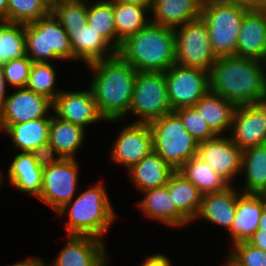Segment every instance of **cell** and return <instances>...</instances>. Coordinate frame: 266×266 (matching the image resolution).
<instances>
[{"label": "cell", "instance_id": "obj_1", "mask_svg": "<svg viewBox=\"0 0 266 266\" xmlns=\"http://www.w3.org/2000/svg\"><path fill=\"white\" fill-rule=\"evenodd\" d=\"M208 73L210 91L235 106L266 101V68L261 60L218 57Z\"/></svg>", "mask_w": 266, "mask_h": 266}, {"label": "cell", "instance_id": "obj_2", "mask_svg": "<svg viewBox=\"0 0 266 266\" xmlns=\"http://www.w3.org/2000/svg\"><path fill=\"white\" fill-rule=\"evenodd\" d=\"M89 82L100 115L106 122L119 123L128 118L137 71L118 54L87 65Z\"/></svg>", "mask_w": 266, "mask_h": 266}, {"label": "cell", "instance_id": "obj_3", "mask_svg": "<svg viewBox=\"0 0 266 266\" xmlns=\"http://www.w3.org/2000/svg\"><path fill=\"white\" fill-rule=\"evenodd\" d=\"M103 180L78 193L56 214L64 216L67 235H90L102 239L116 222L117 214Z\"/></svg>", "mask_w": 266, "mask_h": 266}, {"label": "cell", "instance_id": "obj_4", "mask_svg": "<svg viewBox=\"0 0 266 266\" xmlns=\"http://www.w3.org/2000/svg\"><path fill=\"white\" fill-rule=\"evenodd\" d=\"M117 54L137 72H165L176 63L174 29L150 21L127 37Z\"/></svg>", "mask_w": 266, "mask_h": 266}, {"label": "cell", "instance_id": "obj_5", "mask_svg": "<svg viewBox=\"0 0 266 266\" xmlns=\"http://www.w3.org/2000/svg\"><path fill=\"white\" fill-rule=\"evenodd\" d=\"M248 10L228 0H205L201 18L209 31L211 47L218 57L236 55L241 24Z\"/></svg>", "mask_w": 266, "mask_h": 266}, {"label": "cell", "instance_id": "obj_6", "mask_svg": "<svg viewBox=\"0 0 266 266\" xmlns=\"http://www.w3.org/2000/svg\"><path fill=\"white\" fill-rule=\"evenodd\" d=\"M148 124L153 136V151L175 171L197 156L199 143L186 131L181 119L174 112Z\"/></svg>", "mask_w": 266, "mask_h": 266}, {"label": "cell", "instance_id": "obj_7", "mask_svg": "<svg viewBox=\"0 0 266 266\" xmlns=\"http://www.w3.org/2000/svg\"><path fill=\"white\" fill-rule=\"evenodd\" d=\"M24 28L26 55L33 62L74 61L69 36L51 12Z\"/></svg>", "mask_w": 266, "mask_h": 266}, {"label": "cell", "instance_id": "obj_8", "mask_svg": "<svg viewBox=\"0 0 266 266\" xmlns=\"http://www.w3.org/2000/svg\"><path fill=\"white\" fill-rule=\"evenodd\" d=\"M172 112L164 72H137L128 112L133 122L149 123Z\"/></svg>", "mask_w": 266, "mask_h": 266}, {"label": "cell", "instance_id": "obj_9", "mask_svg": "<svg viewBox=\"0 0 266 266\" xmlns=\"http://www.w3.org/2000/svg\"><path fill=\"white\" fill-rule=\"evenodd\" d=\"M176 64L209 71L216 62L205 21L199 17L174 29Z\"/></svg>", "mask_w": 266, "mask_h": 266}, {"label": "cell", "instance_id": "obj_10", "mask_svg": "<svg viewBox=\"0 0 266 266\" xmlns=\"http://www.w3.org/2000/svg\"><path fill=\"white\" fill-rule=\"evenodd\" d=\"M80 166L77 159L63 158L43 169V184L38 200L57 212L78 191Z\"/></svg>", "mask_w": 266, "mask_h": 266}, {"label": "cell", "instance_id": "obj_11", "mask_svg": "<svg viewBox=\"0 0 266 266\" xmlns=\"http://www.w3.org/2000/svg\"><path fill=\"white\" fill-rule=\"evenodd\" d=\"M172 110L194 106L209 91V73L204 69L173 64L164 72Z\"/></svg>", "mask_w": 266, "mask_h": 266}, {"label": "cell", "instance_id": "obj_12", "mask_svg": "<svg viewBox=\"0 0 266 266\" xmlns=\"http://www.w3.org/2000/svg\"><path fill=\"white\" fill-rule=\"evenodd\" d=\"M121 129L109 150V158L128 171L153 151V136L148 123L131 122Z\"/></svg>", "mask_w": 266, "mask_h": 266}, {"label": "cell", "instance_id": "obj_13", "mask_svg": "<svg viewBox=\"0 0 266 266\" xmlns=\"http://www.w3.org/2000/svg\"><path fill=\"white\" fill-rule=\"evenodd\" d=\"M53 101L25 88H14L0 110V125H13L38 118H51Z\"/></svg>", "mask_w": 266, "mask_h": 266}, {"label": "cell", "instance_id": "obj_14", "mask_svg": "<svg viewBox=\"0 0 266 266\" xmlns=\"http://www.w3.org/2000/svg\"><path fill=\"white\" fill-rule=\"evenodd\" d=\"M242 154L229 135L216 137L199 143L197 156L225 178L231 185L242 171Z\"/></svg>", "mask_w": 266, "mask_h": 266}, {"label": "cell", "instance_id": "obj_15", "mask_svg": "<svg viewBox=\"0 0 266 266\" xmlns=\"http://www.w3.org/2000/svg\"><path fill=\"white\" fill-rule=\"evenodd\" d=\"M67 240L50 266H108L107 246L90 235H66ZM109 261V262H108Z\"/></svg>", "mask_w": 266, "mask_h": 266}, {"label": "cell", "instance_id": "obj_16", "mask_svg": "<svg viewBox=\"0 0 266 266\" xmlns=\"http://www.w3.org/2000/svg\"><path fill=\"white\" fill-rule=\"evenodd\" d=\"M232 141L242 150L266 144V101L236 106L230 133Z\"/></svg>", "mask_w": 266, "mask_h": 266}, {"label": "cell", "instance_id": "obj_17", "mask_svg": "<svg viewBox=\"0 0 266 266\" xmlns=\"http://www.w3.org/2000/svg\"><path fill=\"white\" fill-rule=\"evenodd\" d=\"M53 114L67 122L82 126L84 129L99 121H105L100 115L93 92L89 87L84 91H61L53 100Z\"/></svg>", "mask_w": 266, "mask_h": 266}, {"label": "cell", "instance_id": "obj_18", "mask_svg": "<svg viewBox=\"0 0 266 266\" xmlns=\"http://www.w3.org/2000/svg\"><path fill=\"white\" fill-rule=\"evenodd\" d=\"M266 208V194L243 193L238 188L236 214L229 233L232 244L247 241L257 230Z\"/></svg>", "mask_w": 266, "mask_h": 266}, {"label": "cell", "instance_id": "obj_19", "mask_svg": "<svg viewBox=\"0 0 266 266\" xmlns=\"http://www.w3.org/2000/svg\"><path fill=\"white\" fill-rule=\"evenodd\" d=\"M143 197L137 201L136 206L140 208L147 219L166 224L168 227L183 228L191 222L176 208L167 186L145 190ZM182 226V227H181Z\"/></svg>", "mask_w": 266, "mask_h": 266}, {"label": "cell", "instance_id": "obj_20", "mask_svg": "<svg viewBox=\"0 0 266 266\" xmlns=\"http://www.w3.org/2000/svg\"><path fill=\"white\" fill-rule=\"evenodd\" d=\"M64 30L70 39L74 62L81 60L83 64L89 65L117 54V51L88 23L78 29Z\"/></svg>", "mask_w": 266, "mask_h": 266}, {"label": "cell", "instance_id": "obj_21", "mask_svg": "<svg viewBox=\"0 0 266 266\" xmlns=\"http://www.w3.org/2000/svg\"><path fill=\"white\" fill-rule=\"evenodd\" d=\"M266 54V10H248L237 41L236 56L263 60Z\"/></svg>", "mask_w": 266, "mask_h": 266}, {"label": "cell", "instance_id": "obj_22", "mask_svg": "<svg viewBox=\"0 0 266 266\" xmlns=\"http://www.w3.org/2000/svg\"><path fill=\"white\" fill-rule=\"evenodd\" d=\"M238 187L229 186L221 192L203 194L198 214L194 221L201 219L221 226L229 231L236 214Z\"/></svg>", "mask_w": 266, "mask_h": 266}, {"label": "cell", "instance_id": "obj_23", "mask_svg": "<svg viewBox=\"0 0 266 266\" xmlns=\"http://www.w3.org/2000/svg\"><path fill=\"white\" fill-rule=\"evenodd\" d=\"M205 0H153L150 9L152 23L177 28L201 17Z\"/></svg>", "mask_w": 266, "mask_h": 266}, {"label": "cell", "instance_id": "obj_24", "mask_svg": "<svg viewBox=\"0 0 266 266\" xmlns=\"http://www.w3.org/2000/svg\"><path fill=\"white\" fill-rule=\"evenodd\" d=\"M9 183L23 194L40 196L43 184V169L40 168L31 152H17L7 169Z\"/></svg>", "mask_w": 266, "mask_h": 266}, {"label": "cell", "instance_id": "obj_25", "mask_svg": "<svg viewBox=\"0 0 266 266\" xmlns=\"http://www.w3.org/2000/svg\"><path fill=\"white\" fill-rule=\"evenodd\" d=\"M174 172L175 170L154 151L127 171L131 183L140 192L165 186Z\"/></svg>", "mask_w": 266, "mask_h": 266}, {"label": "cell", "instance_id": "obj_26", "mask_svg": "<svg viewBox=\"0 0 266 266\" xmlns=\"http://www.w3.org/2000/svg\"><path fill=\"white\" fill-rule=\"evenodd\" d=\"M51 118H38L27 122L0 125V131L10 137L12 148L18 152H32L35 148L48 142Z\"/></svg>", "mask_w": 266, "mask_h": 266}, {"label": "cell", "instance_id": "obj_27", "mask_svg": "<svg viewBox=\"0 0 266 266\" xmlns=\"http://www.w3.org/2000/svg\"><path fill=\"white\" fill-rule=\"evenodd\" d=\"M193 107L202 115V118L216 135L230 133L232 117L236 108L233 103L209 91Z\"/></svg>", "mask_w": 266, "mask_h": 266}, {"label": "cell", "instance_id": "obj_28", "mask_svg": "<svg viewBox=\"0 0 266 266\" xmlns=\"http://www.w3.org/2000/svg\"><path fill=\"white\" fill-rule=\"evenodd\" d=\"M86 132L82 126L64 121L52 112L48 141L63 158H78L77 152L82 149Z\"/></svg>", "mask_w": 266, "mask_h": 266}, {"label": "cell", "instance_id": "obj_29", "mask_svg": "<svg viewBox=\"0 0 266 266\" xmlns=\"http://www.w3.org/2000/svg\"><path fill=\"white\" fill-rule=\"evenodd\" d=\"M241 174L245 178L241 192L266 194V144L243 150Z\"/></svg>", "mask_w": 266, "mask_h": 266}, {"label": "cell", "instance_id": "obj_30", "mask_svg": "<svg viewBox=\"0 0 266 266\" xmlns=\"http://www.w3.org/2000/svg\"><path fill=\"white\" fill-rule=\"evenodd\" d=\"M116 28V51L129 36L136 34L150 22V9L146 6L113 2Z\"/></svg>", "mask_w": 266, "mask_h": 266}, {"label": "cell", "instance_id": "obj_31", "mask_svg": "<svg viewBox=\"0 0 266 266\" xmlns=\"http://www.w3.org/2000/svg\"><path fill=\"white\" fill-rule=\"evenodd\" d=\"M176 208L194 222L201 206L203 193L179 171H175L166 184Z\"/></svg>", "mask_w": 266, "mask_h": 266}, {"label": "cell", "instance_id": "obj_32", "mask_svg": "<svg viewBox=\"0 0 266 266\" xmlns=\"http://www.w3.org/2000/svg\"><path fill=\"white\" fill-rule=\"evenodd\" d=\"M178 171L203 194L221 192L231 186L225 178L198 156L187 161Z\"/></svg>", "mask_w": 266, "mask_h": 266}, {"label": "cell", "instance_id": "obj_33", "mask_svg": "<svg viewBox=\"0 0 266 266\" xmlns=\"http://www.w3.org/2000/svg\"><path fill=\"white\" fill-rule=\"evenodd\" d=\"M87 23L116 50L113 1L87 0Z\"/></svg>", "mask_w": 266, "mask_h": 266}, {"label": "cell", "instance_id": "obj_34", "mask_svg": "<svg viewBox=\"0 0 266 266\" xmlns=\"http://www.w3.org/2000/svg\"><path fill=\"white\" fill-rule=\"evenodd\" d=\"M26 56V37L23 24L0 21V65L11 59Z\"/></svg>", "mask_w": 266, "mask_h": 266}, {"label": "cell", "instance_id": "obj_35", "mask_svg": "<svg viewBox=\"0 0 266 266\" xmlns=\"http://www.w3.org/2000/svg\"><path fill=\"white\" fill-rule=\"evenodd\" d=\"M56 63L53 62H33L29 80L26 88L35 93L43 94L50 100H54L60 93L61 89H57V71Z\"/></svg>", "mask_w": 266, "mask_h": 266}, {"label": "cell", "instance_id": "obj_36", "mask_svg": "<svg viewBox=\"0 0 266 266\" xmlns=\"http://www.w3.org/2000/svg\"><path fill=\"white\" fill-rule=\"evenodd\" d=\"M51 10L49 0H8L7 22L28 24L47 16Z\"/></svg>", "mask_w": 266, "mask_h": 266}, {"label": "cell", "instance_id": "obj_37", "mask_svg": "<svg viewBox=\"0 0 266 266\" xmlns=\"http://www.w3.org/2000/svg\"><path fill=\"white\" fill-rule=\"evenodd\" d=\"M50 12L64 29H78L87 24V0L53 1Z\"/></svg>", "mask_w": 266, "mask_h": 266}, {"label": "cell", "instance_id": "obj_38", "mask_svg": "<svg viewBox=\"0 0 266 266\" xmlns=\"http://www.w3.org/2000/svg\"><path fill=\"white\" fill-rule=\"evenodd\" d=\"M173 112L181 119L186 131L190 133L198 143L217 136L202 118V115H200L193 106L181 107Z\"/></svg>", "mask_w": 266, "mask_h": 266}, {"label": "cell", "instance_id": "obj_39", "mask_svg": "<svg viewBox=\"0 0 266 266\" xmlns=\"http://www.w3.org/2000/svg\"><path fill=\"white\" fill-rule=\"evenodd\" d=\"M230 248L226 258L234 266H266V251L252 246L247 241L236 243Z\"/></svg>", "mask_w": 266, "mask_h": 266}, {"label": "cell", "instance_id": "obj_40", "mask_svg": "<svg viewBox=\"0 0 266 266\" xmlns=\"http://www.w3.org/2000/svg\"><path fill=\"white\" fill-rule=\"evenodd\" d=\"M33 61L26 55L22 59H11L1 65L8 87L25 88L27 86Z\"/></svg>", "mask_w": 266, "mask_h": 266}, {"label": "cell", "instance_id": "obj_41", "mask_svg": "<svg viewBox=\"0 0 266 266\" xmlns=\"http://www.w3.org/2000/svg\"><path fill=\"white\" fill-rule=\"evenodd\" d=\"M36 164L44 169L58 163L63 157L56 148L48 141L35 148L32 152Z\"/></svg>", "mask_w": 266, "mask_h": 266}, {"label": "cell", "instance_id": "obj_42", "mask_svg": "<svg viewBox=\"0 0 266 266\" xmlns=\"http://www.w3.org/2000/svg\"><path fill=\"white\" fill-rule=\"evenodd\" d=\"M172 261L165 254H151L142 261L139 266H172Z\"/></svg>", "mask_w": 266, "mask_h": 266}, {"label": "cell", "instance_id": "obj_43", "mask_svg": "<svg viewBox=\"0 0 266 266\" xmlns=\"http://www.w3.org/2000/svg\"><path fill=\"white\" fill-rule=\"evenodd\" d=\"M245 7L247 10H266V0H228Z\"/></svg>", "mask_w": 266, "mask_h": 266}, {"label": "cell", "instance_id": "obj_44", "mask_svg": "<svg viewBox=\"0 0 266 266\" xmlns=\"http://www.w3.org/2000/svg\"><path fill=\"white\" fill-rule=\"evenodd\" d=\"M247 242L252 246L259 248L263 251H266V232L265 231H256Z\"/></svg>", "mask_w": 266, "mask_h": 266}, {"label": "cell", "instance_id": "obj_45", "mask_svg": "<svg viewBox=\"0 0 266 266\" xmlns=\"http://www.w3.org/2000/svg\"><path fill=\"white\" fill-rule=\"evenodd\" d=\"M8 87L6 79L3 74L2 67L0 65V110L2 109L6 98L8 97Z\"/></svg>", "mask_w": 266, "mask_h": 266}, {"label": "cell", "instance_id": "obj_46", "mask_svg": "<svg viewBox=\"0 0 266 266\" xmlns=\"http://www.w3.org/2000/svg\"><path fill=\"white\" fill-rule=\"evenodd\" d=\"M7 266H45V262L40 257L31 256L27 257L25 260L17 261Z\"/></svg>", "mask_w": 266, "mask_h": 266}, {"label": "cell", "instance_id": "obj_47", "mask_svg": "<svg viewBox=\"0 0 266 266\" xmlns=\"http://www.w3.org/2000/svg\"><path fill=\"white\" fill-rule=\"evenodd\" d=\"M111 1L117 2V3H128V4L146 6L149 9H151L152 2H153V0H111Z\"/></svg>", "mask_w": 266, "mask_h": 266}, {"label": "cell", "instance_id": "obj_48", "mask_svg": "<svg viewBox=\"0 0 266 266\" xmlns=\"http://www.w3.org/2000/svg\"><path fill=\"white\" fill-rule=\"evenodd\" d=\"M8 0H0V21L7 22Z\"/></svg>", "mask_w": 266, "mask_h": 266}, {"label": "cell", "instance_id": "obj_49", "mask_svg": "<svg viewBox=\"0 0 266 266\" xmlns=\"http://www.w3.org/2000/svg\"><path fill=\"white\" fill-rule=\"evenodd\" d=\"M257 231H265L266 232V208L263 210L261 218L258 223V230Z\"/></svg>", "mask_w": 266, "mask_h": 266}, {"label": "cell", "instance_id": "obj_50", "mask_svg": "<svg viewBox=\"0 0 266 266\" xmlns=\"http://www.w3.org/2000/svg\"><path fill=\"white\" fill-rule=\"evenodd\" d=\"M2 184H4V178H3V173L0 169V187L2 186Z\"/></svg>", "mask_w": 266, "mask_h": 266}, {"label": "cell", "instance_id": "obj_51", "mask_svg": "<svg viewBox=\"0 0 266 266\" xmlns=\"http://www.w3.org/2000/svg\"><path fill=\"white\" fill-rule=\"evenodd\" d=\"M222 266H234V265L226 258L224 265H222Z\"/></svg>", "mask_w": 266, "mask_h": 266}, {"label": "cell", "instance_id": "obj_52", "mask_svg": "<svg viewBox=\"0 0 266 266\" xmlns=\"http://www.w3.org/2000/svg\"><path fill=\"white\" fill-rule=\"evenodd\" d=\"M263 64H264V67L266 68V54H265V57L264 59L262 60Z\"/></svg>", "mask_w": 266, "mask_h": 266}]
</instances>
